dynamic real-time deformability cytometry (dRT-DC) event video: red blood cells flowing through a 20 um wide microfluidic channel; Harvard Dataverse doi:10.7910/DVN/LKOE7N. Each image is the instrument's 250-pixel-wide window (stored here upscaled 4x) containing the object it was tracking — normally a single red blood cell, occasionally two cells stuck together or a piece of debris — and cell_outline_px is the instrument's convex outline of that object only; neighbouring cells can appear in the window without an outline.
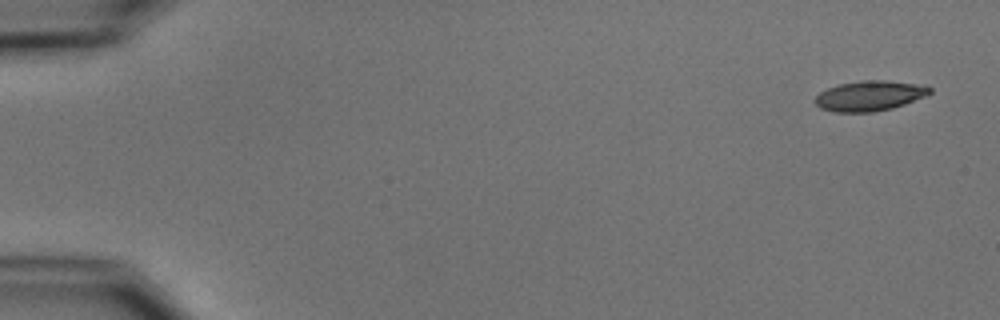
{"species": "common noctule bat (a hibernating species)", "species_latin": "Nyctalus noctula", "temperature_condition": "cold", "stored_images_in_passage": 3, "camera_frame_rate_fps": 3000, "um_per_image_px": 0.085, "animal": {"sex": "male", "body_mass_g": 15.6}, "frame": {"image": 1, "passage_image": 1, "time_ms": 0.0, "image_size_px": [1000, 320], "cell_outline_px": [[932, 92], [928, 96], [892, 108], [872, 112], [832, 112], [820, 108], [812, 100], [820, 92], [828, 88], [840, 84], [860, 80], [888, 80], [928, 84], [932, 88]], "centroid_in_image_um": [73.98, 8.13], "position_along_channel_um": 11.0, "area_um2": 20.63}}